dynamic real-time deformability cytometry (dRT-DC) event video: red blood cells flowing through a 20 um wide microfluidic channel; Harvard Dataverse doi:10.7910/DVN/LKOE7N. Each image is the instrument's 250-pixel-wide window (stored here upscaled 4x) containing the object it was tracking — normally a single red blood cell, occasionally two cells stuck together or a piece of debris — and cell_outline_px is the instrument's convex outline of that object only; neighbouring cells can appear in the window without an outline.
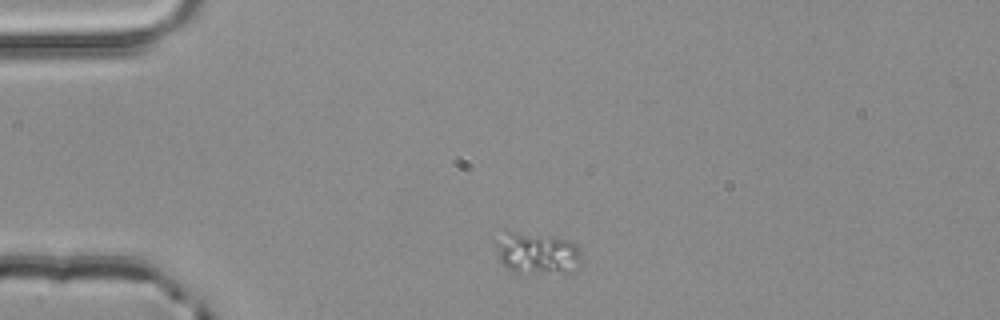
{"species": "common noctule bat (a hibernating species)", "species_latin": "Nyctalus noctula", "temperature_condition": "room temperature", "stored_images_in_passage": 2, "camera_frame_rate_fps": 3000, "um_per_image_px": 0.085, "animal": {"sex": "male", "body_mass_g": 20.4}, "frame": {"image": 1, "passage_image": 1, "time_ms": 0.0, "image_size_px": [1000, 320], "cell_outline_px": [[580, 256], [568, 272], [516, 272], [500, 264], [492, 240], [508, 232], [512, 232], [552, 236], [568, 240], [576, 244], [580, 252]], "centroid_in_image_um": [45.53, 21.49], "position_along_channel_um": 39.5, "area_um2": 20.35}}